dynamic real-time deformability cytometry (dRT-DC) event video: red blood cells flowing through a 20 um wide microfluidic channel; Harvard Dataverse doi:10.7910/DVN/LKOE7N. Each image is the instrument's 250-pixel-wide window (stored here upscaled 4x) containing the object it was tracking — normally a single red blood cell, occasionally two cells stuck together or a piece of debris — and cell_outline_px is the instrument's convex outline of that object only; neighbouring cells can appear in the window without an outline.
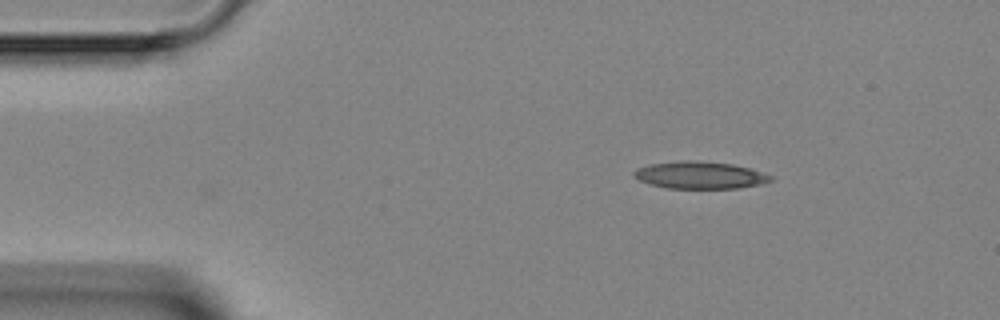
{"species": "Egyptian fruit bat (a non-hibernating species)", "species_latin": "Rousettus aegyptiacus", "temperature_condition": "room temperature", "stored_images_in_passage": 3, "camera_frame_rate_fps": 3000, "um_per_image_px": 0.085, "animal": {"sex": "female"}, "frame": {"image": 1, "passage_image": 1, "time_ms": 0.0, "image_size_px": [1000, 320], "cell_outline_px": [[776, 180], [760, 184], [736, 188], [664, 188], [640, 180], [632, 172], [636, 168], [648, 164], [732, 164], [748, 168], [772, 176]], "centroid_in_image_um": [59.55, 14.95], "position_along_channel_um": 25.5, "area_um2": 20.17}}
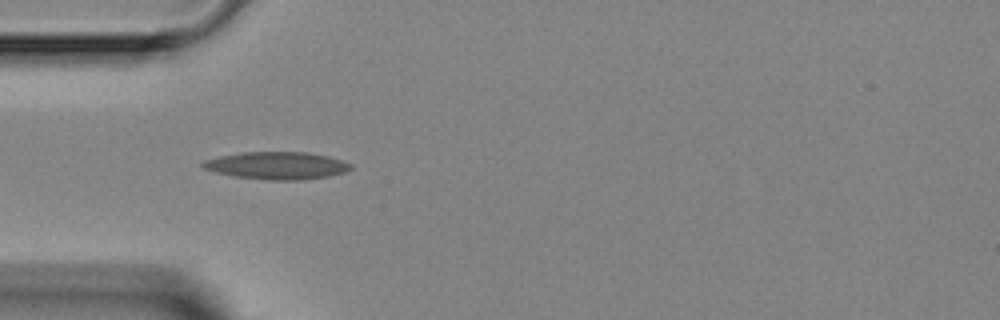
{"frame": {"image": 2, "passage_image": 3, "time_ms": 2.333, "image_size_px": [1000, 320], "cell_outline_px": [[352, 168], [344, 172], [328, 176], [300, 180], [268, 180], [236, 176], [216, 172], [204, 168], [200, 164], [204, 160], [220, 156], [240, 152], [308, 152], [328, 156], [344, 160], [352, 164]], "centroid_in_image_um": [23.56, 14.06], "position_along_channel_um": 61.4, "area_um2": 23.64}}